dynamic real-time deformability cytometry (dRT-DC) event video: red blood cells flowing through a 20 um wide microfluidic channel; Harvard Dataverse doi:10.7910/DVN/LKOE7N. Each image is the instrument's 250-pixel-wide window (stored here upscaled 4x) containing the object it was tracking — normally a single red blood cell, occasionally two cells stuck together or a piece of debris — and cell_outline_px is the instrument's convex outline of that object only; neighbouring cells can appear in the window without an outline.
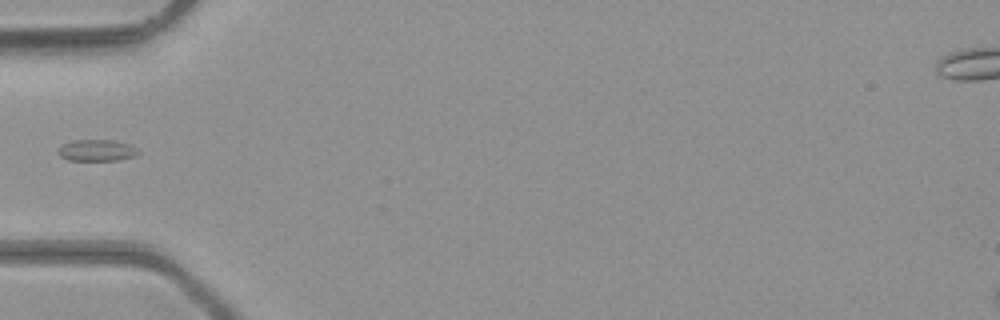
{"species": "common noctule bat (a hibernating species)", "species_latin": "Nyctalus noctula", "temperature_condition": "room temperature", "stored_images_in_passage": 2, "camera_frame_rate_fps": 3000, "um_per_image_px": 0.085, "animal": {"sex": "male", "body_mass_g": 23.1, "forearm_length_mm": 52.7}, "frame": {"image": 1, "passage_image": 1, "time_ms": 0.0, "image_size_px": [1000, 320], "cell_outline_px": [[140, 152], [136, 156], [120, 160], [68, 160], [60, 156], [56, 152], [64, 144], [72, 140], [112, 140], [128, 144], [136, 148]], "centroid_in_image_um": [8.23, 12.78], "position_along_channel_um": 76.8, "area_um2": 10.0}}